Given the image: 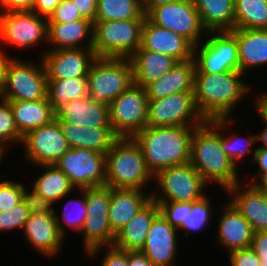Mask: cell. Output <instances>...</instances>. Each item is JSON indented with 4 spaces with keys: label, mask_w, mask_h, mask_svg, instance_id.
I'll use <instances>...</instances> for the list:
<instances>
[{
    "label": "cell",
    "mask_w": 267,
    "mask_h": 266,
    "mask_svg": "<svg viewBox=\"0 0 267 266\" xmlns=\"http://www.w3.org/2000/svg\"><path fill=\"white\" fill-rule=\"evenodd\" d=\"M80 193H76V194H80L77 195L76 198H72L68 199L65 202L64 207H62V209L64 208V210L61 212V215L58 214L55 210L54 207V214L56 217V221L58 224V228L60 233L66 238L69 230H71V232H79L81 231L84 222L87 218L86 212H87V207H86V201H85V188L83 189H79Z\"/></svg>",
    "instance_id": "obj_39"
},
{
    "label": "cell",
    "mask_w": 267,
    "mask_h": 266,
    "mask_svg": "<svg viewBox=\"0 0 267 266\" xmlns=\"http://www.w3.org/2000/svg\"><path fill=\"white\" fill-rule=\"evenodd\" d=\"M38 168H42L41 174L30 182L31 187L54 206L76 192L67 175L56 165H38Z\"/></svg>",
    "instance_id": "obj_32"
},
{
    "label": "cell",
    "mask_w": 267,
    "mask_h": 266,
    "mask_svg": "<svg viewBox=\"0 0 267 266\" xmlns=\"http://www.w3.org/2000/svg\"><path fill=\"white\" fill-rule=\"evenodd\" d=\"M194 4L207 32L235 29L234 0H194Z\"/></svg>",
    "instance_id": "obj_34"
},
{
    "label": "cell",
    "mask_w": 267,
    "mask_h": 266,
    "mask_svg": "<svg viewBox=\"0 0 267 266\" xmlns=\"http://www.w3.org/2000/svg\"><path fill=\"white\" fill-rule=\"evenodd\" d=\"M260 93H261V91L259 92V94L256 93V96L254 97L255 99H253L252 105L257 106L256 102H266L267 101V91H263L261 94Z\"/></svg>",
    "instance_id": "obj_58"
},
{
    "label": "cell",
    "mask_w": 267,
    "mask_h": 266,
    "mask_svg": "<svg viewBox=\"0 0 267 266\" xmlns=\"http://www.w3.org/2000/svg\"><path fill=\"white\" fill-rule=\"evenodd\" d=\"M21 58L14 56L8 62L0 98L6 101L47 99L48 79L42 59L36 62Z\"/></svg>",
    "instance_id": "obj_8"
},
{
    "label": "cell",
    "mask_w": 267,
    "mask_h": 266,
    "mask_svg": "<svg viewBox=\"0 0 267 266\" xmlns=\"http://www.w3.org/2000/svg\"><path fill=\"white\" fill-rule=\"evenodd\" d=\"M195 73H223L239 71L238 43L229 31L208 32L206 38L194 46Z\"/></svg>",
    "instance_id": "obj_11"
},
{
    "label": "cell",
    "mask_w": 267,
    "mask_h": 266,
    "mask_svg": "<svg viewBox=\"0 0 267 266\" xmlns=\"http://www.w3.org/2000/svg\"><path fill=\"white\" fill-rule=\"evenodd\" d=\"M145 49L169 55L178 62L193 58L194 45L185 37L145 18L141 30V46Z\"/></svg>",
    "instance_id": "obj_20"
},
{
    "label": "cell",
    "mask_w": 267,
    "mask_h": 266,
    "mask_svg": "<svg viewBox=\"0 0 267 266\" xmlns=\"http://www.w3.org/2000/svg\"><path fill=\"white\" fill-rule=\"evenodd\" d=\"M196 63L194 58L177 62L176 65L160 79L146 87L148 100H156L181 92H193Z\"/></svg>",
    "instance_id": "obj_27"
},
{
    "label": "cell",
    "mask_w": 267,
    "mask_h": 266,
    "mask_svg": "<svg viewBox=\"0 0 267 266\" xmlns=\"http://www.w3.org/2000/svg\"><path fill=\"white\" fill-rule=\"evenodd\" d=\"M103 249H105L106 253H103L104 257L101 256L102 260L99 266H128V252L117 249L114 246L98 247L92 249L86 254V257H92V259L94 257L99 258L98 254L101 253Z\"/></svg>",
    "instance_id": "obj_44"
},
{
    "label": "cell",
    "mask_w": 267,
    "mask_h": 266,
    "mask_svg": "<svg viewBox=\"0 0 267 266\" xmlns=\"http://www.w3.org/2000/svg\"><path fill=\"white\" fill-rule=\"evenodd\" d=\"M55 119L85 127H111L109 106L97 103L89 96L65 103L55 113Z\"/></svg>",
    "instance_id": "obj_24"
},
{
    "label": "cell",
    "mask_w": 267,
    "mask_h": 266,
    "mask_svg": "<svg viewBox=\"0 0 267 266\" xmlns=\"http://www.w3.org/2000/svg\"><path fill=\"white\" fill-rule=\"evenodd\" d=\"M210 199L211 198L207 195H204L197 201L186 202L185 222H182V226L179 230V234L181 231L184 232L183 235H181V239L182 236L188 238L193 232L194 234L196 232L198 234L200 231L203 232L206 230V227L211 224L210 221L215 218V216H212V213L218 209L212 207V200Z\"/></svg>",
    "instance_id": "obj_37"
},
{
    "label": "cell",
    "mask_w": 267,
    "mask_h": 266,
    "mask_svg": "<svg viewBox=\"0 0 267 266\" xmlns=\"http://www.w3.org/2000/svg\"><path fill=\"white\" fill-rule=\"evenodd\" d=\"M4 155H5V153L0 149V164L2 163V161H4V160H2L5 158Z\"/></svg>",
    "instance_id": "obj_60"
},
{
    "label": "cell",
    "mask_w": 267,
    "mask_h": 266,
    "mask_svg": "<svg viewBox=\"0 0 267 266\" xmlns=\"http://www.w3.org/2000/svg\"><path fill=\"white\" fill-rule=\"evenodd\" d=\"M235 28L267 29V0H234Z\"/></svg>",
    "instance_id": "obj_38"
},
{
    "label": "cell",
    "mask_w": 267,
    "mask_h": 266,
    "mask_svg": "<svg viewBox=\"0 0 267 266\" xmlns=\"http://www.w3.org/2000/svg\"><path fill=\"white\" fill-rule=\"evenodd\" d=\"M96 58L92 48L47 50L41 57L47 79L87 77Z\"/></svg>",
    "instance_id": "obj_17"
},
{
    "label": "cell",
    "mask_w": 267,
    "mask_h": 266,
    "mask_svg": "<svg viewBox=\"0 0 267 266\" xmlns=\"http://www.w3.org/2000/svg\"><path fill=\"white\" fill-rule=\"evenodd\" d=\"M190 164L209 186L220 187L222 193L242 181L238 172L240 168L220 146V118L195 127L191 138Z\"/></svg>",
    "instance_id": "obj_2"
},
{
    "label": "cell",
    "mask_w": 267,
    "mask_h": 266,
    "mask_svg": "<svg viewBox=\"0 0 267 266\" xmlns=\"http://www.w3.org/2000/svg\"><path fill=\"white\" fill-rule=\"evenodd\" d=\"M129 59L132 64L134 84L143 88L160 79L178 62L169 55L145 49H137Z\"/></svg>",
    "instance_id": "obj_30"
},
{
    "label": "cell",
    "mask_w": 267,
    "mask_h": 266,
    "mask_svg": "<svg viewBox=\"0 0 267 266\" xmlns=\"http://www.w3.org/2000/svg\"><path fill=\"white\" fill-rule=\"evenodd\" d=\"M251 249L259 258L261 266H267V231L254 233Z\"/></svg>",
    "instance_id": "obj_49"
},
{
    "label": "cell",
    "mask_w": 267,
    "mask_h": 266,
    "mask_svg": "<svg viewBox=\"0 0 267 266\" xmlns=\"http://www.w3.org/2000/svg\"><path fill=\"white\" fill-rule=\"evenodd\" d=\"M255 185L263 192L267 193V173H265Z\"/></svg>",
    "instance_id": "obj_57"
},
{
    "label": "cell",
    "mask_w": 267,
    "mask_h": 266,
    "mask_svg": "<svg viewBox=\"0 0 267 266\" xmlns=\"http://www.w3.org/2000/svg\"><path fill=\"white\" fill-rule=\"evenodd\" d=\"M179 231L159 213L152 221L141 250L154 266H176Z\"/></svg>",
    "instance_id": "obj_18"
},
{
    "label": "cell",
    "mask_w": 267,
    "mask_h": 266,
    "mask_svg": "<svg viewBox=\"0 0 267 266\" xmlns=\"http://www.w3.org/2000/svg\"><path fill=\"white\" fill-rule=\"evenodd\" d=\"M77 20L85 19L81 18L80 12L72 0H62L47 19L48 23H67Z\"/></svg>",
    "instance_id": "obj_46"
},
{
    "label": "cell",
    "mask_w": 267,
    "mask_h": 266,
    "mask_svg": "<svg viewBox=\"0 0 267 266\" xmlns=\"http://www.w3.org/2000/svg\"><path fill=\"white\" fill-rule=\"evenodd\" d=\"M146 18L153 24L185 37L194 46L200 44L208 33L203 27L194 0L177 1L155 7L146 14Z\"/></svg>",
    "instance_id": "obj_13"
},
{
    "label": "cell",
    "mask_w": 267,
    "mask_h": 266,
    "mask_svg": "<svg viewBox=\"0 0 267 266\" xmlns=\"http://www.w3.org/2000/svg\"><path fill=\"white\" fill-rule=\"evenodd\" d=\"M23 155L31 166L55 165L58 160L70 149L64 137L59 120L27 132L23 136L21 148Z\"/></svg>",
    "instance_id": "obj_16"
},
{
    "label": "cell",
    "mask_w": 267,
    "mask_h": 266,
    "mask_svg": "<svg viewBox=\"0 0 267 266\" xmlns=\"http://www.w3.org/2000/svg\"><path fill=\"white\" fill-rule=\"evenodd\" d=\"M133 83L129 58L97 57L87 74L88 96L107 106Z\"/></svg>",
    "instance_id": "obj_5"
},
{
    "label": "cell",
    "mask_w": 267,
    "mask_h": 266,
    "mask_svg": "<svg viewBox=\"0 0 267 266\" xmlns=\"http://www.w3.org/2000/svg\"><path fill=\"white\" fill-rule=\"evenodd\" d=\"M236 122L238 123V121H235L234 116L233 118H220V146L238 168L239 164L245 163V160L252 164L253 156L258 147L256 144H258V142L257 134L254 135L250 133L249 136L244 137V135L236 133V130H231L232 126L235 127L234 123ZM247 156H250L251 159H245Z\"/></svg>",
    "instance_id": "obj_31"
},
{
    "label": "cell",
    "mask_w": 267,
    "mask_h": 266,
    "mask_svg": "<svg viewBox=\"0 0 267 266\" xmlns=\"http://www.w3.org/2000/svg\"><path fill=\"white\" fill-rule=\"evenodd\" d=\"M61 1L62 0H35L31 11L48 19Z\"/></svg>",
    "instance_id": "obj_52"
},
{
    "label": "cell",
    "mask_w": 267,
    "mask_h": 266,
    "mask_svg": "<svg viewBox=\"0 0 267 266\" xmlns=\"http://www.w3.org/2000/svg\"><path fill=\"white\" fill-rule=\"evenodd\" d=\"M229 32L238 43L239 71L242 74L249 77V71L254 72L259 67L266 68L267 29L235 28Z\"/></svg>",
    "instance_id": "obj_23"
},
{
    "label": "cell",
    "mask_w": 267,
    "mask_h": 266,
    "mask_svg": "<svg viewBox=\"0 0 267 266\" xmlns=\"http://www.w3.org/2000/svg\"><path fill=\"white\" fill-rule=\"evenodd\" d=\"M151 199L160 201L194 202L206 195L209 185L190 162L165 168L153 176Z\"/></svg>",
    "instance_id": "obj_6"
},
{
    "label": "cell",
    "mask_w": 267,
    "mask_h": 266,
    "mask_svg": "<svg viewBox=\"0 0 267 266\" xmlns=\"http://www.w3.org/2000/svg\"><path fill=\"white\" fill-rule=\"evenodd\" d=\"M48 21L47 18L32 11H10L0 13V41L8 47L27 51L30 48L46 44L41 49L39 58L48 47Z\"/></svg>",
    "instance_id": "obj_9"
},
{
    "label": "cell",
    "mask_w": 267,
    "mask_h": 266,
    "mask_svg": "<svg viewBox=\"0 0 267 266\" xmlns=\"http://www.w3.org/2000/svg\"><path fill=\"white\" fill-rule=\"evenodd\" d=\"M153 175L147 169L142 148L131 137H119L106 153V186L141 189L148 187ZM150 189V190H148Z\"/></svg>",
    "instance_id": "obj_4"
},
{
    "label": "cell",
    "mask_w": 267,
    "mask_h": 266,
    "mask_svg": "<svg viewBox=\"0 0 267 266\" xmlns=\"http://www.w3.org/2000/svg\"><path fill=\"white\" fill-rule=\"evenodd\" d=\"M87 218L80 231L85 254L98 247L112 246L115 233L112 231L108 209L110 203V187L95 186L85 188Z\"/></svg>",
    "instance_id": "obj_10"
},
{
    "label": "cell",
    "mask_w": 267,
    "mask_h": 266,
    "mask_svg": "<svg viewBox=\"0 0 267 266\" xmlns=\"http://www.w3.org/2000/svg\"><path fill=\"white\" fill-rule=\"evenodd\" d=\"M252 163L255 164L253 167H256L257 169L256 171L254 169L252 174H247L246 177L248 178L245 182L249 184H255L265 173H267V149L257 148Z\"/></svg>",
    "instance_id": "obj_48"
},
{
    "label": "cell",
    "mask_w": 267,
    "mask_h": 266,
    "mask_svg": "<svg viewBox=\"0 0 267 266\" xmlns=\"http://www.w3.org/2000/svg\"><path fill=\"white\" fill-rule=\"evenodd\" d=\"M69 178L76 191L105 186L106 154L85 148H70L55 164Z\"/></svg>",
    "instance_id": "obj_15"
},
{
    "label": "cell",
    "mask_w": 267,
    "mask_h": 266,
    "mask_svg": "<svg viewBox=\"0 0 267 266\" xmlns=\"http://www.w3.org/2000/svg\"><path fill=\"white\" fill-rule=\"evenodd\" d=\"M205 119L195 104L194 92H181L148 100L147 126H200Z\"/></svg>",
    "instance_id": "obj_14"
},
{
    "label": "cell",
    "mask_w": 267,
    "mask_h": 266,
    "mask_svg": "<svg viewBox=\"0 0 267 266\" xmlns=\"http://www.w3.org/2000/svg\"><path fill=\"white\" fill-rule=\"evenodd\" d=\"M88 96L87 77L68 79H48L47 99L52 105L55 114L65 103L74 98Z\"/></svg>",
    "instance_id": "obj_35"
},
{
    "label": "cell",
    "mask_w": 267,
    "mask_h": 266,
    "mask_svg": "<svg viewBox=\"0 0 267 266\" xmlns=\"http://www.w3.org/2000/svg\"><path fill=\"white\" fill-rule=\"evenodd\" d=\"M47 34V50L93 47V23L88 20L48 23Z\"/></svg>",
    "instance_id": "obj_28"
},
{
    "label": "cell",
    "mask_w": 267,
    "mask_h": 266,
    "mask_svg": "<svg viewBox=\"0 0 267 266\" xmlns=\"http://www.w3.org/2000/svg\"><path fill=\"white\" fill-rule=\"evenodd\" d=\"M35 0H0V13L31 11Z\"/></svg>",
    "instance_id": "obj_51"
},
{
    "label": "cell",
    "mask_w": 267,
    "mask_h": 266,
    "mask_svg": "<svg viewBox=\"0 0 267 266\" xmlns=\"http://www.w3.org/2000/svg\"><path fill=\"white\" fill-rule=\"evenodd\" d=\"M145 192L141 189L110 188L108 218L115 234L151 200V192Z\"/></svg>",
    "instance_id": "obj_26"
},
{
    "label": "cell",
    "mask_w": 267,
    "mask_h": 266,
    "mask_svg": "<svg viewBox=\"0 0 267 266\" xmlns=\"http://www.w3.org/2000/svg\"><path fill=\"white\" fill-rule=\"evenodd\" d=\"M195 127L198 126H146L133 137L142 148L146 167L153 176L162 169L190 162Z\"/></svg>",
    "instance_id": "obj_3"
},
{
    "label": "cell",
    "mask_w": 267,
    "mask_h": 266,
    "mask_svg": "<svg viewBox=\"0 0 267 266\" xmlns=\"http://www.w3.org/2000/svg\"><path fill=\"white\" fill-rule=\"evenodd\" d=\"M0 93L3 89V85H4V80H5V71H6V67L8 65V62L10 61V59L12 58V56L10 57L7 52L2 50V47H0Z\"/></svg>",
    "instance_id": "obj_55"
},
{
    "label": "cell",
    "mask_w": 267,
    "mask_h": 266,
    "mask_svg": "<svg viewBox=\"0 0 267 266\" xmlns=\"http://www.w3.org/2000/svg\"><path fill=\"white\" fill-rule=\"evenodd\" d=\"M241 181L228 188V200L251 224L254 233L267 231V193L255 184Z\"/></svg>",
    "instance_id": "obj_22"
},
{
    "label": "cell",
    "mask_w": 267,
    "mask_h": 266,
    "mask_svg": "<svg viewBox=\"0 0 267 266\" xmlns=\"http://www.w3.org/2000/svg\"><path fill=\"white\" fill-rule=\"evenodd\" d=\"M160 213L158 203L150 200L128 223L117 231L112 246L122 251H141L153 219Z\"/></svg>",
    "instance_id": "obj_25"
},
{
    "label": "cell",
    "mask_w": 267,
    "mask_h": 266,
    "mask_svg": "<svg viewBox=\"0 0 267 266\" xmlns=\"http://www.w3.org/2000/svg\"><path fill=\"white\" fill-rule=\"evenodd\" d=\"M79 10L81 18L92 23L95 22L98 0H72Z\"/></svg>",
    "instance_id": "obj_50"
},
{
    "label": "cell",
    "mask_w": 267,
    "mask_h": 266,
    "mask_svg": "<svg viewBox=\"0 0 267 266\" xmlns=\"http://www.w3.org/2000/svg\"><path fill=\"white\" fill-rule=\"evenodd\" d=\"M148 97L145 88L132 84L109 105L110 125L118 137L133 138L147 126Z\"/></svg>",
    "instance_id": "obj_12"
},
{
    "label": "cell",
    "mask_w": 267,
    "mask_h": 266,
    "mask_svg": "<svg viewBox=\"0 0 267 266\" xmlns=\"http://www.w3.org/2000/svg\"><path fill=\"white\" fill-rule=\"evenodd\" d=\"M247 77L240 71L195 73V104L205 121L232 118L238 105L254 91L252 84L244 81Z\"/></svg>",
    "instance_id": "obj_1"
},
{
    "label": "cell",
    "mask_w": 267,
    "mask_h": 266,
    "mask_svg": "<svg viewBox=\"0 0 267 266\" xmlns=\"http://www.w3.org/2000/svg\"><path fill=\"white\" fill-rule=\"evenodd\" d=\"M257 107L267 115V101L266 102H256Z\"/></svg>",
    "instance_id": "obj_59"
},
{
    "label": "cell",
    "mask_w": 267,
    "mask_h": 266,
    "mask_svg": "<svg viewBox=\"0 0 267 266\" xmlns=\"http://www.w3.org/2000/svg\"><path fill=\"white\" fill-rule=\"evenodd\" d=\"M142 0H98L95 21L145 19Z\"/></svg>",
    "instance_id": "obj_36"
},
{
    "label": "cell",
    "mask_w": 267,
    "mask_h": 266,
    "mask_svg": "<svg viewBox=\"0 0 267 266\" xmlns=\"http://www.w3.org/2000/svg\"><path fill=\"white\" fill-rule=\"evenodd\" d=\"M227 254L230 266H261L259 258L251 247L233 250Z\"/></svg>",
    "instance_id": "obj_47"
},
{
    "label": "cell",
    "mask_w": 267,
    "mask_h": 266,
    "mask_svg": "<svg viewBox=\"0 0 267 266\" xmlns=\"http://www.w3.org/2000/svg\"><path fill=\"white\" fill-rule=\"evenodd\" d=\"M24 186L23 201L30 214H43L48 212H55L54 205L48 200L44 199L36 190ZM30 190V191H29Z\"/></svg>",
    "instance_id": "obj_45"
},
{
    "label": "cell",
    "mask_w": 267,
    "mask_h": 266,
    "mask_svg": "<svg viewBox=\"0 0 267 266\" xmlns=\"http://www.w3.org/2000/svg\"><path fill=\"white\" fill-rule=\"evenodd\" d=\"M144 20L95 21L92 49L96 57L129 58L141 46Z\"/></svg>",
    "instance_id": "obj_7"
},
{
    "label": "cell",
    "mask_w": 267,
    "mask_h": 266,
    "mask_svg": "<svg viewBox=\"0 0 267 266\" xmlns=\"http://www.w3.org/2000/svg\"><path fill=\"white\" fill-rule=\"evenodd\" d=\"M7 177L0 174V211L10 210L23 200L25 184Z\"/></svg>",
    "instance_id": "obj_41"
},
{
    "label": "cell",
    "mask_w": 267,
    "mask_h": 266,
    "mask_svg": "<svg viewBox=\"0 0 267 266\" xmlns=\"http://www.w3.org/2000/svg\"><path fill=\"white\" fill-rule=\"evenodd\" d=\"M19 132H27L51 123L55 119L53 108L48 99L34 101H8Z\"/></svg>",
    "instance_id": "obj_33"
},
{
    "label": "cell",
    "mask_w": 267,
    "mask_h": 266,
    "mask_svg": "<svg viewBox=\"0 0 267 266\" xmlns=\"http://www.w3.org/2000/svg\"><path fill=\"white\" fill-rule=\"evenodd\" d=\"M21 235L31 245L30 248L48 259L61 253L66 240L59 231L54 212L30 214Z\"/></svg>",
    "instance_id": "obj_19"
},
{
    "label": "cell",
    "mask_w": 267,
    "mask_h": 266,
    "mask_svg": "<svg viewBox=\"0 0 267 266\" xmlns=\"http://www.w3.org/2000/svg\"><path fill=\"white\" fill-rule=\"evenodd\" d=\"M253 109L255 110L257 115L259 114L258 116L262 120L260 121V123L263 125V127L261 128L262 131H258L257 133V142L258 144L260 143L262 144H260L257 148L267 149V115L263 111H261L257 106H253Z\"/></svg>",
    "instance_id": "obj_53"
},
{
    "label": "cell",
    "mask_w": 267,
    "mask_h": 266,
    "mask_svg": "<svg viewBox=\"0 0 267 266\" xmlns=\"http://www.w3.org/2000/svg\"><path fill=\"white\" fill-rule=\"evenodd\" d=\"M128 266H154V265L142 251H129Z\"/></svg>",
    "instance_id": "obj_54"
},
{
    "label": "cell",
    "mask_w": 267,
    "mask_h": 266,
    "mask_svg": "<svg viewBox=\"0 0 267 266\" xmlns=\"http://www.w3.org/2000/svg\"><path fill=\"white\" fill-rule=\"evenodd\" d=\"M59 125L70 148H85L106 154L119 138L112 127H85L67 122H59Z\"/></svg>",
    "instance_id": "obj_29"
},
{
    "label": "cell",
    "mask_w": 267,
    "mask_h": 266,
    "mask_svg": "<svg viewBox=\"0 0 267 266\" xmlns=\"http://www.w3.org/2000/svg\"><path fill=\"white\" fill-rule=\"evenodd\" d=\"M222 206L219 205L221 208H218L221 209L219 210L221 214L217 219V244L226 249V253L250 248L254 235L251 224L230 201L223 203Z\"/></svg>",
    "instance_id": "obj_21"
},
{
    "label": "cell",
    "mask_w": 267,
    "mask_h": 266,
    "mask_svg": "<svg viewBox=\"0 0 267 266\" xmlns=\"http://www.w3.org/2000/svg\"><path fill=\"white\" fill-rule=\"evenodd\" d=\"M29 216L30 213L23 200L10 210L0 211V232L14 231V229L23 231Z\"/></svg>",
    "instance_id": "obj_42"
},
{
    "label": "cell",
    "mask_w": 267,
    "mask_h": 266,
    "mask_svg": "<svg viewBox=\"0 0 267 266\" xmlns=\"http://www.w3.org/2000/svg\"><path fill=\"white\" fill-rule=\"evenodd\" d=\"M142 1H143V10L146 15L151 9L155 7L183 0H142Z\"/></svg>",
    "instance_id": "obj_56"
},
{
    "label": "cell",
    "mask_w": 267,
    "mask_h": 266,
    "mask_svg": "<svg viewBox=\"0 0 267 266\" xmlns=\"http://www.w3.org/2000/svg\"><path fill=\"white\" fill-rule=\"evenodd\" d=\"M22 140L23 135L16 126L10 103L0 98V149L7 153L12 145L20 147Z\"/></svg>",
    "instance_id": "obj_40"
},
{
    "label": "cell",
    "mask_w": 267,
    "mask_h": 266,
    "mask_svg": "<svg viewBox=\"0 0 267 266\" xmlns=\"http://www.w3.org/2000/svg\"><path fill=\"white\" fill-rule=\"evenodd\" d=\"M158 206L167 222L179 231L185 222L186 202L160 201Z\"/></svg>",
    "instance_id": "obj_43"
}]
</instances>
